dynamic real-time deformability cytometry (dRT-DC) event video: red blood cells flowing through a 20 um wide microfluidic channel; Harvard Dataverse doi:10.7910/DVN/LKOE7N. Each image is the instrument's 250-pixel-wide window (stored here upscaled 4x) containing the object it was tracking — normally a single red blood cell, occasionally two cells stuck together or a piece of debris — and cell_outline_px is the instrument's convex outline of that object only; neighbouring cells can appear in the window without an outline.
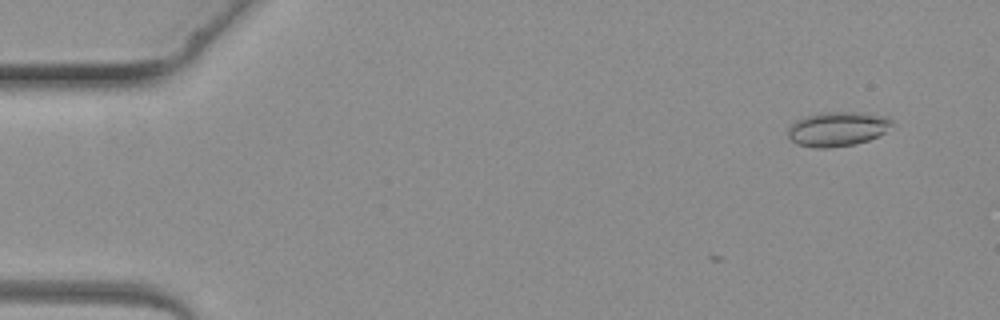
{"species": "common noctule bat (a hibernating species)", "species_latin": "Nyctalus noctula", "temperature_condition": "warm", "stored_images_in_passage": 4, "camera_frame_rate_fps": 3000, "um_per_image_px": 0.085, "animal": {"sex": "female", "body_mass_g": 19.3, "forearm_length_mm": 54.1}, "frame": {"image": 1, "passage_image": 1, "time_ms": 0.0, "image_size_px": [1000, 320], "cell_outline_px": [[892, 124], [884, 132], [868, 140], [852, 144], [824, 148], [816, 148], [796, 144], [788, 136], [788, 128], [796, 120], [804, 116], [816, 112], [864, 112], [888, 116], [892, 120]], "centroid_in_image_um": [71.16, 10.93], "position_along_channel_um": 13.8, "area_um2": 20.92}}
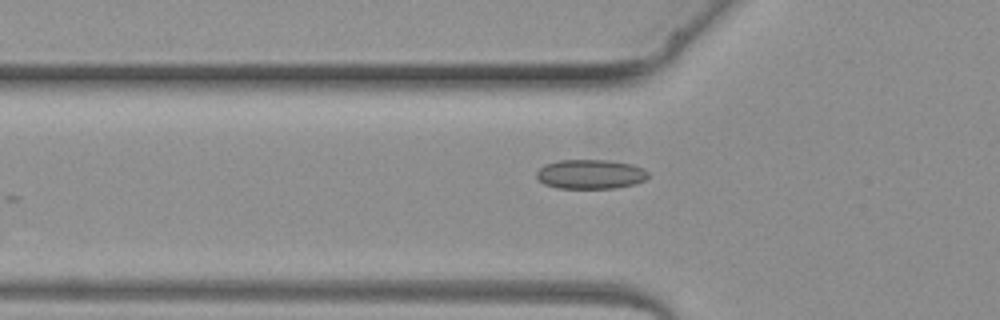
{"frame": {"image": 2, "passage_image": 4, "time_ms": 3.667, "image_size_px": [1000, 320], "cell_outline_px": [[648, 176], [644, 180], [636, 184], [616, 188], [556, 188], [544, 184], [536, 176], [536, 172], [540, 168], [548, 164], [560, 160], [608, 160], [632, 164], [644, 168], [648, 172]], "centroid_in_image_um": [50.22, 14.81], "position_along_channel_um": 75.6, "area_um2": 19.13}}